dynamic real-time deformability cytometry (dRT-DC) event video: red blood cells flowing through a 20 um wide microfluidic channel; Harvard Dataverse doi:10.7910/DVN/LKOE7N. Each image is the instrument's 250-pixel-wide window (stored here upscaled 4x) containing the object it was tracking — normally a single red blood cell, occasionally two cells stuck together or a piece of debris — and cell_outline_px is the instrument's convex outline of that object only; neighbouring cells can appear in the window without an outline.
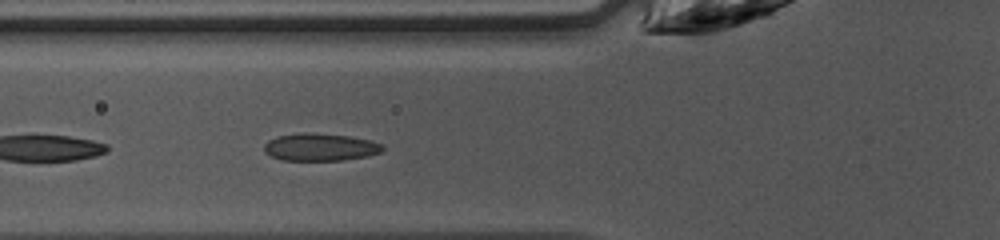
{"species": "common noctule bat (a hibernating species)", "species_latin": "Nyctalus noctula", "temperature_condition": "warm", "stored_images_in_passage": 8, "camera_frame_rate_fps": 3000, "um_per_image_px": 0.085, "animal": {"sex": "female", "body_mass_g": 10.0, "forearm_length_mm": 53.1}, "frame": {"image": 1, "passage_image": 4, "time_ms": 1.0, "image_size_px": [1000, 240], "cell_outline_px": [[384, 148], [380, 152], [368, 156], [344, 160], [280, 160], [264, 152], [264, 144], [268, 140], [276, 136], [348, 136], [368, 140], [384, 144]], "centroid_in_image_um": [27.25, 12.57], "position_along_channel_um": 98.6, "area_um2": 17.92}}